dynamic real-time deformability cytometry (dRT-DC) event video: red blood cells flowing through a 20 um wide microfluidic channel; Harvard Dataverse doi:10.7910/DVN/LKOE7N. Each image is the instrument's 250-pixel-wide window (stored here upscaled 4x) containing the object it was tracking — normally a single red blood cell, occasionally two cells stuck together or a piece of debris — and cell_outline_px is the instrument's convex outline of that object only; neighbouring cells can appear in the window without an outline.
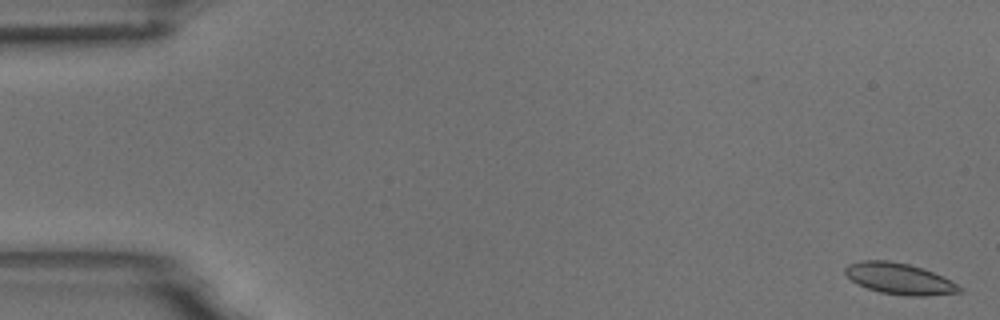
{"species": "common noctule bat (a hibernating species)", "species_latin": "Nyctalus noctula", "temperature_condition": "room temperature", "stored_images_in_passage": 56, "camera_frame_rate_fps": 3000, "um_per_image_px": 0.085, "animal": {"sex": "male", "body_mass_g": 18.8}, "frame": {"image": 1, "passage_image": 2, "time_ms": 0.333, "image_size_px": [1000, 320], "cell_outline_px": [[964, 292], [924, 296], [908, 296], [880, 292], [856, 284], [844, 272], [844, 268], [848, 264], [860, 260], [888, 260], [908, 264], [924, 268], [964, 288]], "centroid_in_image_um": [76.43, 23.69], "position_along_channel_um": 8.6, "area_um2": 20.75}}
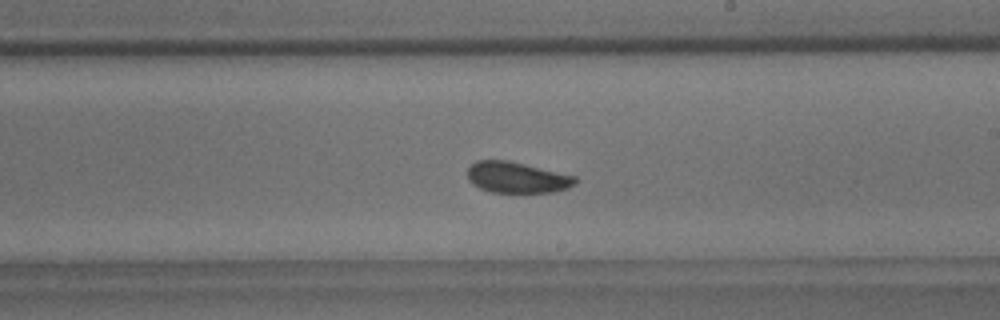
{"frame": {"image": 2, "passage_image": 33, "time_ms": 10.667, "image_size_px": [1000, 320], "cell_outline_px": [[576, 184], [568, 188], [552, 192], [488, 192], [472, 184], [468, 180], [468, 168], [476, 160], [508, 160], [576, 176]], "centroid_in_image_um": [43.92, 15.08], "position_along_channel_um": 245.1, "area_um2": 19.48}}
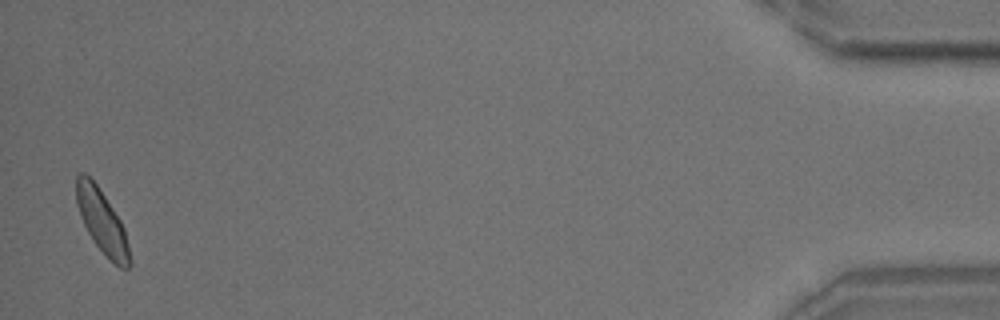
{"frame": {"image": 3, "passage_image": 55, "time_ms": 18.0, "image_size_px": [1000, 320], "cell_outline_px": [[132, 264], [128, 268], [120, 268], [96, 244], [88, 232], [84, 224], [76, 204], [76, 176], [80, 172], [84, 172], [96, 184], [120, 220], [124, 228], [132, 260]], "centroid_in_image_um": [8.67, 18.83], "position_along_channel_um": 426.5, "area_um2": 19.25}, "authors_computed_cell_mechanics": {"area_um2": 20.2589, "velocity_mm_per_s": 3.6856, "shape_relaxation_time_tau1_ms": 2.9901, "shape_relaxation_time_tau2_ms": 0.7745, "deformation_change_tau1": 0.0864, "deformation_change_tau2": 0.0527}}